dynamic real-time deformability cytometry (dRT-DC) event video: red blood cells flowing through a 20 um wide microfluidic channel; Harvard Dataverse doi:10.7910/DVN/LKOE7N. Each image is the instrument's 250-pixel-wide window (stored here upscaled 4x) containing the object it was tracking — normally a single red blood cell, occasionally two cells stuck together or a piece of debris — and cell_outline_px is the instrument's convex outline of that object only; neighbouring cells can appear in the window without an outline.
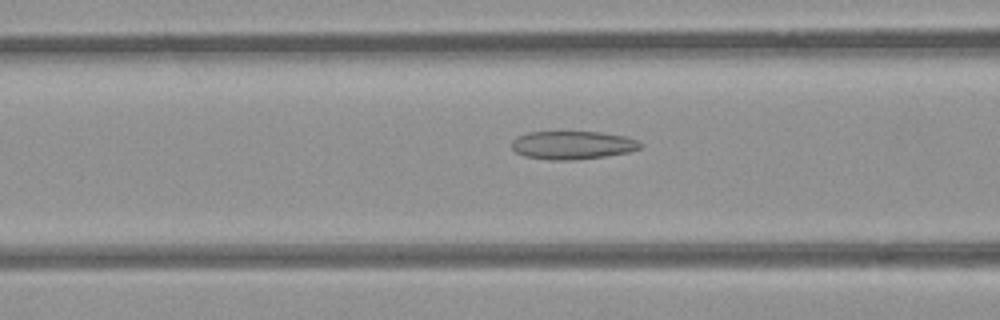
{"species": "common noctule bat (a hibernating species)", "species_latin": "Nyctalus noctula", "temperature_condition": "room temperature", "stored_images_in_passage": 14, "camera_frame_rate_fps": 3000, "um_per_image_px": 0.085, "animal": {"sex": "female", "body_mass_g": 21.9}, "frame": {"image": 1, "passage_image": 12, "time_ms": 3.667, "image_size_px": [1000, 320], "cell_outline_px": [[644, 148], [628, 152], [604, 156], [576, 160], [548, 160], [524, 156], [516, 152], [512, 148], [512, 140], [516, 136], [528, 132], [600, 132], [624, 136], [636, 140], [644, 144]], "centroid_in_image_um": [48.67, 12.34], "position_along_channel_um": 117.9, "area_um2": 21.33}}